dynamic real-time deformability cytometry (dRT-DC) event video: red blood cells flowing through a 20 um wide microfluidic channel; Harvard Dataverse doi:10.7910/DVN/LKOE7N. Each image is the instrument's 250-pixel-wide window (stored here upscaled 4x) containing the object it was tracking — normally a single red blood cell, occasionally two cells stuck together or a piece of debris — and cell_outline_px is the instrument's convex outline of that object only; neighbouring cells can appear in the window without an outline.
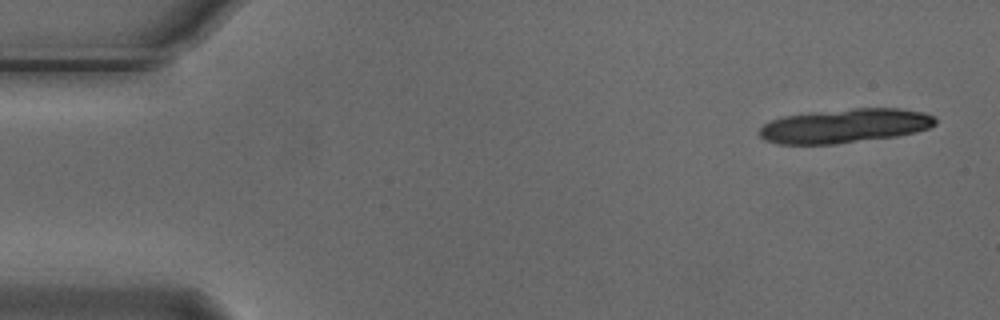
{"species": "Egyptian fruit bat (a non-hibernating species)", "species_latin": "Rousettus aegyptiacus", "temperature_condition": "cold", "stored_images_in_passage": 5, "camera_frame_rate_fps": 3000, "um_per_image_px": 0.085, "animal": {"sex": "male"}, "frame": {"image": 1, "passage_image": 1, "time_ms": 0.0, "image_size_px": [1000, 320], "cell_outline_px": [[936, 124], [928, 128], [916, 132], [896, 136], [836, 144], [776, 144], [764, 140], [756, 132], [764, 124], [772, 120], [784, 116], [812, 112], [852, 108], [900, 108], [924, 112], [932, 116], [936, 120]], "centroid_in_image_um": [71.78, 10.7], "position_along_channel_um": 13.2, "area_um2": 35.14}}